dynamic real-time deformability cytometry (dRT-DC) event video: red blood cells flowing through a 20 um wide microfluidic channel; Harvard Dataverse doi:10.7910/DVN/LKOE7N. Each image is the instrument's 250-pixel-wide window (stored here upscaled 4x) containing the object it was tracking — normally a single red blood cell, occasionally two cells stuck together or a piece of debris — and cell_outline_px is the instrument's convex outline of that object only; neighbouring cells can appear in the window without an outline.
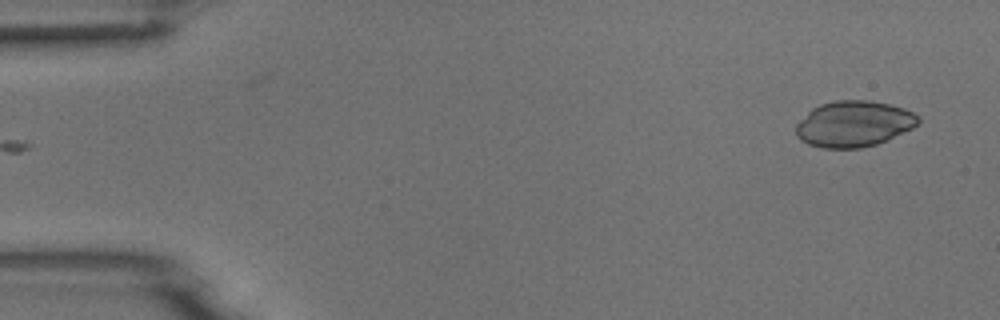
{"species": "common noctule bat (a hibernating species)", "species_latin": "Nyctalus noctula", "temperature_condition": "room temperature", "stored_images_in_passage": 6, "camera_frame_rate_fps": 3000, "um_per_image_px": 0.085, "animal": {"sex": "male", "body_mass_g": 18.8}, "frame": {"image": 1, "passage_image": 6, "time_ms": 1.667, "image_size_px": [1000, 320], "cell_outline_px": [[920, 124], [912, 128], [876, 144], [860, 148], [820, 148], [808, 144], [800, 140], [796, 136], [796, 124], [812, 108], [820, 104], [832, 100], [868, 100], [888, 104], [904, 108], [920, 116]], "centroid_in_image_um": [72.56, 10.52], "position_along_channel_um": 12.4, "area_um2": 32.83}}